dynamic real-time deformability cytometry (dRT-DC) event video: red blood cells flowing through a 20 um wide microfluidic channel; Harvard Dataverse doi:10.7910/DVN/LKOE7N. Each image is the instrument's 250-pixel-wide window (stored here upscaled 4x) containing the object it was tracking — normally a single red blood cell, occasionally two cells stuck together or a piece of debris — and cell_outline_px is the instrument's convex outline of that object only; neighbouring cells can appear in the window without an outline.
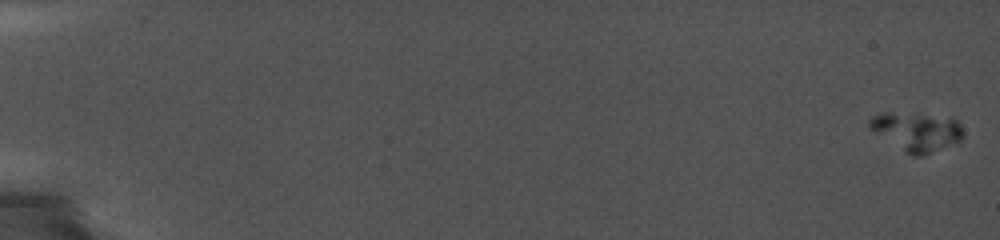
{"species": "common noctule bat (a hibernating species)", "species_latin": "Nyctalus noctula", "temperature_condition": "cold", "stored_images_in_passage": 12, "camera_frame_rate_fps": 5000, "um_per_image_px": 0.085, "animal": {"sex": "female", "body_mass_g": 19.0, "forearm_length_mm": 56.7}, "frame": {"image": 1, "passage_image": 1, "time_ms": 0.0, "image_size_px": [1000, 240], "cell_outline_px": [[964, 136], [960, 140], [920, 156], [916, 156], [908, 152], [868, 128], [868, 120], [872, 116], [884, 112], [892, 112], [952, 116], [960, 124], [964, 132]], "centroid_in_image_um": [77.94, 11.12], "position_along_channel_um": 7.1, "area_um2": 20.81}}